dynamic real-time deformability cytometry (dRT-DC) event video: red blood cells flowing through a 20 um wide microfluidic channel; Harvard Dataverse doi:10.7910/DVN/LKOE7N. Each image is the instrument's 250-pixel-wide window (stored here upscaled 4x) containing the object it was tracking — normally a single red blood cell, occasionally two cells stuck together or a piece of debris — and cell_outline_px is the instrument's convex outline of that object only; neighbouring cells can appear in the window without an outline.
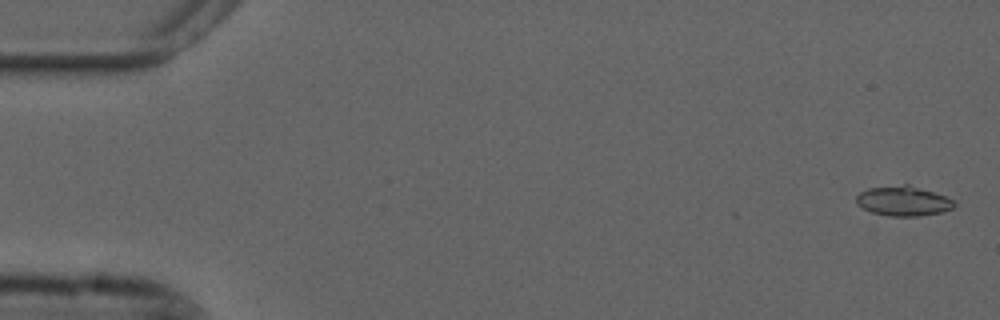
{"species": "common noctule bat (a hibernating species)", "species_latin": "Nyctalus noctula", "temperature_condition": "cold", "stored_images_in_passage": 10, "camera_frame_rate_fps": 3000, "um_per_image_px": 0.085, "animal": {"sex": "male", "forearm_length_mm": 52.5}, "frame": {"image": 1, "passage_image": 2, "time_ms": 0.333, "image_size_px": [1000, 320], "cell_outline_px": [[956, 204], [952, 208], [944, 212], [920, 216], [888, 216], [872, 212], [856, 204], [856, 196], [860, 192], [868, 188], [904, 184], [908, 184], [944, 196], [952, 200]], "centroid_in_image_um": [76.76, 17.09], "position_along_channel_um": 8.2, "area_um2": 16.94}}